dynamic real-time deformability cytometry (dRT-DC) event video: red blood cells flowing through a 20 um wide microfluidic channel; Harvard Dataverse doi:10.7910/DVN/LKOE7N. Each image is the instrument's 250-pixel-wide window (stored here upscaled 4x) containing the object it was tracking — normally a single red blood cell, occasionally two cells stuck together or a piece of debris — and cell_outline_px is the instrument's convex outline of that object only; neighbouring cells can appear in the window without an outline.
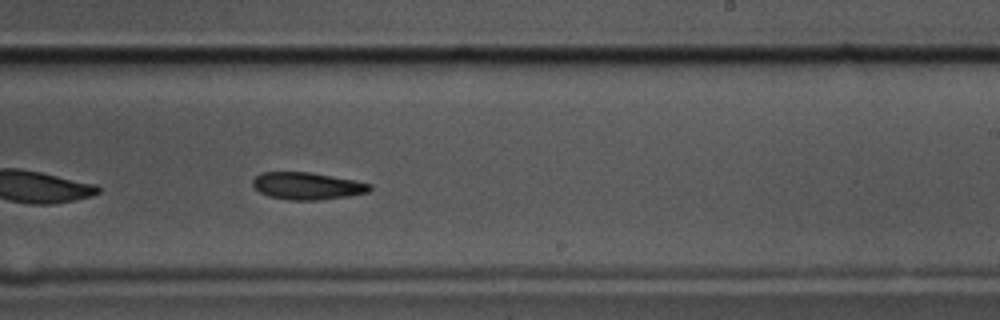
{"species": "common noctule bat (a hibernating species)", "species_latin": "Nyctalus noctula", "temperature_condition": "cold", "stored_images_in_passage": 41, "camera_frame_rate_fps": 3000, "um_per_image_px": 0.085, "animal": {"sex": "male", "body_mass_g": 17.5, "forearm_length_mm": 52.3}, "frame": {"image": 1, "passage_image": 19, "time_ms": 6.0, "image_size_px": [1000, 320], "cell_outline_px": [[372, 188], [368, 192], [348, 196], [320, 200], [288, 200], [268, 196], [260, 192], [252, 184], [252, 180], [260, 172], [308, 172], [332, 176], [372, 184]], "centroid_in_image_um": [26.09, 15.81], "position_along_channel_um": 262.9, "area_um2": 18.5}}
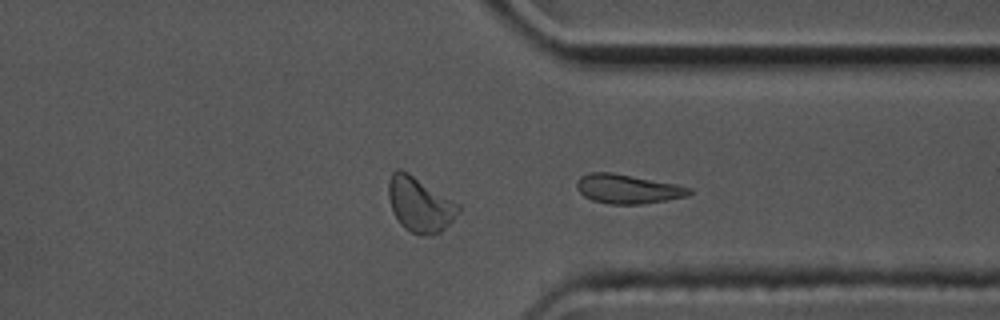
{"frame": {"image": 2, "passage_image": 27, "time_ms": 8.667, "image_size_px": [1000, 320], "cell_outline_px": [[692, 192], [688, 196], [668, 200], [640, 204], [608, 204], [592, 200], [584, 196], [576, 188], [576, 180], [580, 176], [588, 172], [612, 172], [676, 184], [692, 188]], "centroid_in_image_um": [53.33, 16.05], "position_along_channel_um": 358.1, "area_um2": 19.31}}
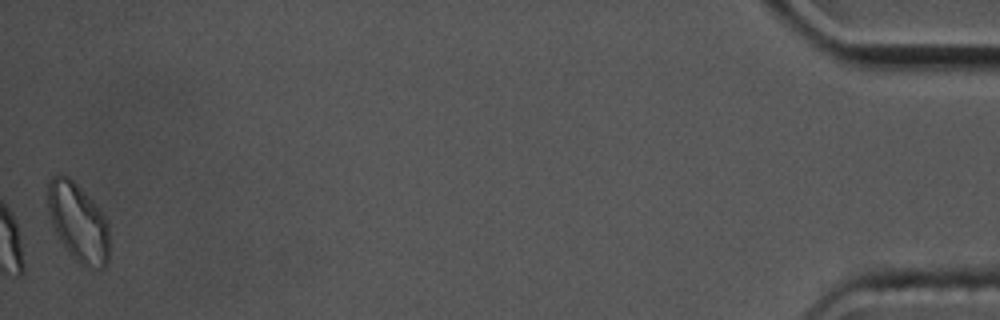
{"frame": {"image": 3, "passage_image": 41, "time_ms": 13.333, "image_size_px": [1000, 320], "cell_outline_px": [[108, 264], [104, 268], [92, 268], [80, 264], [68, 252], [56, 232], [52, 224], [48, 212], [48, 180], [52, 176], [68, 176], [92, 200], [108, 220]], "centroid_in_image_um": [6.65, 18.92], "position_along_channel_um": 428.5, "area_um2": 27.86}, "authors_computed_cell_mechanics": {"area_um2": 19.941, "velocity_mm_per_s": 3.5518, "shape_relaxation_time_tau1_ms": 5.0965, "shape_relaxation_time_tau2_ms": null, "deformation_change_tau1": 0.1133, "deformation_change_tau2": null}}